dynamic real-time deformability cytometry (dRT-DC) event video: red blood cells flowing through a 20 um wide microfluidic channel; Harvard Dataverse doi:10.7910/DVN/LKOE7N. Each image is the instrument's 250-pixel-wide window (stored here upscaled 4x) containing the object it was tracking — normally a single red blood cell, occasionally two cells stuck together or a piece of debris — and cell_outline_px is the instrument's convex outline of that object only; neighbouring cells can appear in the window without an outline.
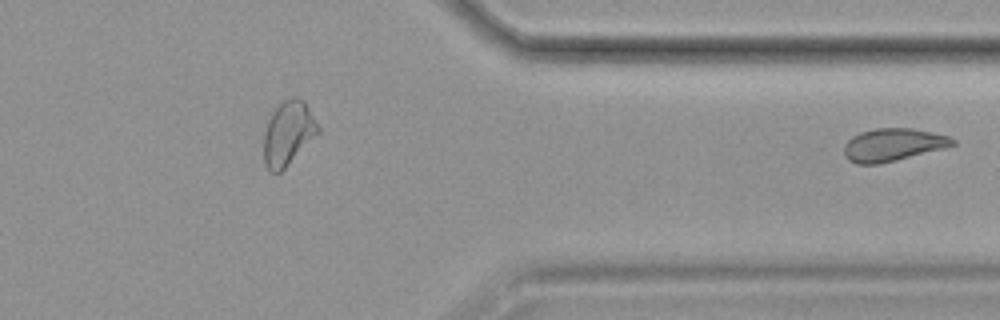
{"species": "common noctule bat (a hibernating species)", "species_latin": "Nyctalus noctula", "temperature_condition": "cold", "stored_images_in_passage": 36, "segment_of_instrument_passage": [2, 2], "camera_frame_rate_fps": 3000, "um_per_image_px": 0.085, "animal": {"sex": "female", "body_mass_g": 19.9}, "frame": {"image": 1, "passage_image": 36, "time_ms": 11.667, "image_size_px": [1000, 320], "cell_outline_px": [[956, 144], [944, 148], [880, 164], [856, 164], [848, 160], [844, 152], [844, 144], [852, 136], [860, 132], [876, 128], [912, 128], [932, 132], [948, 136], [956, 140]], "centroid_in_image_um": [75.88, 12.3], "position_along_channel_um": 335.5, "area_um2": 20.69}}